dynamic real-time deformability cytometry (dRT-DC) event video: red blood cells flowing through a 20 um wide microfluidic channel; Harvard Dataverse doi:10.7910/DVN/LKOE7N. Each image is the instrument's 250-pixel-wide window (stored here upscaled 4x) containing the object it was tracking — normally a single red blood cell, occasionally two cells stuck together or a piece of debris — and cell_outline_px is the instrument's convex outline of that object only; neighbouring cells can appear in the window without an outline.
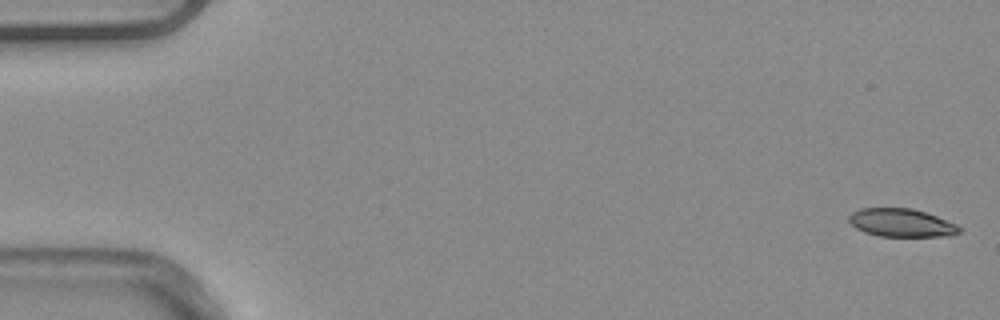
{"species": "common noctule bat (a hibernating species)", "species_latin": "Nyctalus noctula", "temperature_condition": "warm", "stored_images_in_passage": 53, "camera_frame_rate_fps": 3000, "um_per_image_px": 0.085, "animal": {"sex": "male", "body_mass_g": 20.4}, "frame": {"image": 1, "passage_image": 1, "time_ms": 0.0, "image_size_px": [1000, 320], "cell_outline_px": [[964, 228], [960, 232], [952, 236], [880, 236], [864, 232], [856, 228], [848, 220], [848, 216], [852, 212], [860, 208], [912, 208], [936, 216], [956, 224]], "centroid_in_image_um": [76.63, 18.94], "position_along_channel_um": 8.4, "area_um2": 18.15}}
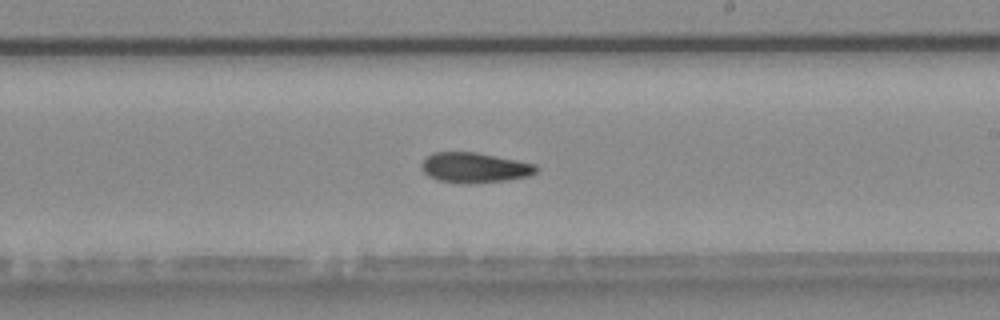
{"frame": {"image": 2, "passage_image": 31, "time_ms": 10.0, "image_size_px": [1000, 320], "cell_outline_px": [[540, 168], [536, 172], [528, 176], [508, 180], [468, 184], [460, 184], [436, 180], [428, 176], [420, 168], [420, 164], [432, 152], [476, 152], [516, 160], [532, 164]], "centroid_in_image_um": [40.29, 14.26], "position_along_channel_um": 248.7, "area_um2": 20.29}}
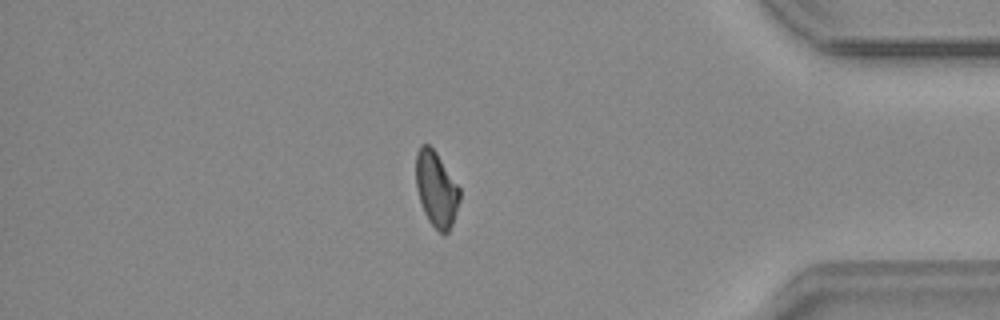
{"frame": {"image": 3, "passage_image": 45, "time_ms": 14.667, "image_size_px": [1000, 320], "cell_outline_px": [[460, 200], [452, 224], [448, 232], [444, 236], [428, 220], [424, 212], [416, 188], [416, 152], [420, 144], [428, 144], [436, 152], [460, 188]], "centroid_in_image_um": [37.08, 16.07], "position_along_channel_um": 398.1, "area_um2": 19.13}, "authors_computed_cell_mechanics": {"area_um2": 20.0566, "velocity_mm_per_s": 3.8827, "shape_relaxation_time_tau1_ms": null, "shape_relaxation_time_tau2_ms": 7.3977, "deformation_change_tau1": null, "deformation_change_tau2": 0.132}}